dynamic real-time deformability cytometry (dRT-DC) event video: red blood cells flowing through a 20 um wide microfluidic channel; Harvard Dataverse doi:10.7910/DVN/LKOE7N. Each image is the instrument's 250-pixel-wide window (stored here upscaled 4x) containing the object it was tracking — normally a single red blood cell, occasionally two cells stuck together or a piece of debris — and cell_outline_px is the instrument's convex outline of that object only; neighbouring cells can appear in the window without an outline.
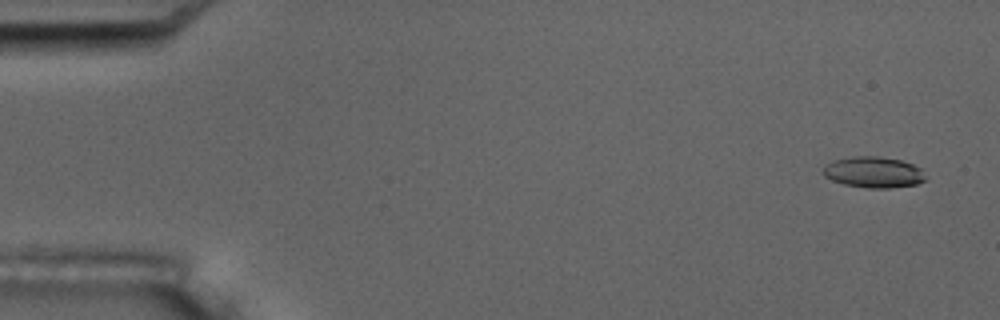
{"species": "common noctule bat (a hibernating species)", "species_latin": "Nyctalus noctula", "temperature_condition": "room temperature", "stored_images_in_passage": 5, "camera_frame_rate_fps": 3000, "um_per_image_px": 0.085, "animal": {"sex": "male", "body_mass_g": 17.5, "forearm_length_mm": 52.3}, "frame": {"image": 1, "passage_image": 1, "time_ms": 0.0, "image_size_px": [1000, 320], "cell_outline_px": [[928, 180], [916, 184], [888, 188], [868, 188], [844, 184], [832, 180], [824, 176], [824, 164], [832, 160], [852, 156], [876, 156], [900, 160], [912, 164], [920, 168]], "centroid_in_image_um": [74.24, 14.63], "position_along_channel_um": 10.8, "area_um2": 18.55}}